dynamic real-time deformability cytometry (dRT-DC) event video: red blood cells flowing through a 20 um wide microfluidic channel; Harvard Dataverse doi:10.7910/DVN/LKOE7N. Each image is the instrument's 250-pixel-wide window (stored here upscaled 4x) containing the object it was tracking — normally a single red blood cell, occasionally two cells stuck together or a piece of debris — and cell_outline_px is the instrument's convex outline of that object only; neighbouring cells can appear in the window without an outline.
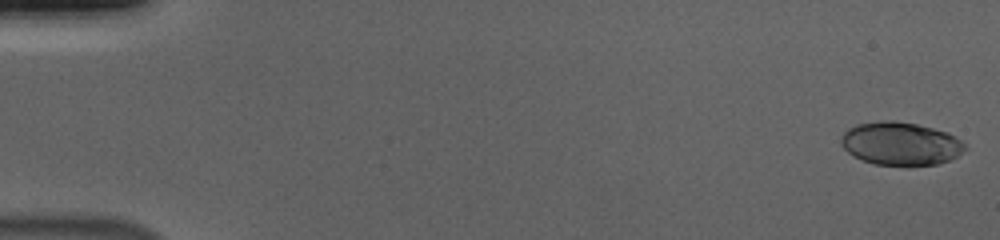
{"species": "human", "species_latin": "Homo sapiens", "temperature_condition": "cold", "stored_images_in_passage": 56, "camera_frame_rate_fps": 3000, "um_per_image_px": 0.085, "donor": {"sex": "male"}, "frame": {"image": 1, "passage_image": 1, "time_ms": 0.0, "image_size_px": [1000, 240], "cell_outline_px": [[968, 148], [956, 156], [948, 160], [936, 164], [872, 164], [852, 156], [840, 144], [840, 136], [848, 128], [856, 124], [880, 120], [896, 120], [916, 124], [948, 132], [960, 140]], "centroid_in_image_um": [76.5, 12.18], "position_along_channel_um": 8.5, "area_um2": 31.04}}
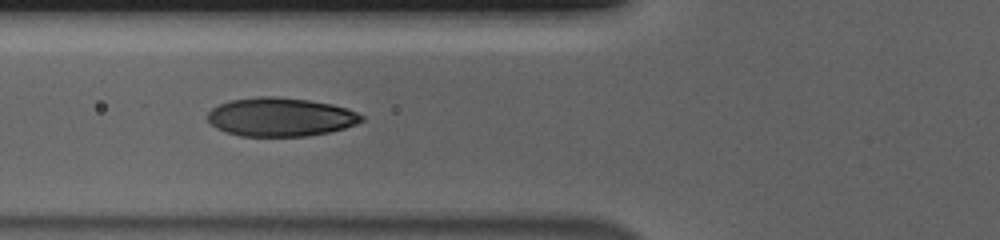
{"frame": {"image": 2, "passage_image": 22, "time_ms": 7.0, "image_size_px": [1000, 240], "cell_outline_px": [[364, 120], [356, 124], [344, 128], [328, 132], [308, 136], [240, 136], [216, 128], [208, 120], [208, 112], [212, 108], [220, 104], [232, 100], [260, 96], [272, 96], [308, 100], [332, 104], [348, 108], [364, 116]], "centroid_in_image_um": [23.86, 9.94], "position_along_channel_um": 101.9, "area_um2": 34.56}}
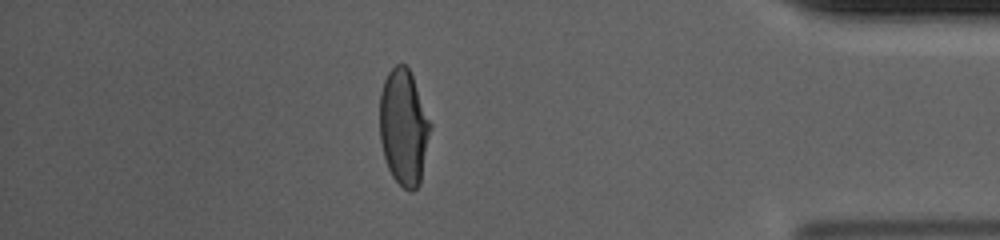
{"frame": {"image": 3, "passage_image": 49, "time_ms": 16.0, "image_size_px": [1000, 240], "cell_outline_px": [[432, 128], [420, 184], [412, 192], [408, 192], [392, 176], [388, 168], [384, 156], [380, 140], [380, 92], [384, 80], [388, 72], [396, 64], [404, 64], [408, 68], [412, 76], [432, 124]], "centroid_in_image_um": [34.33, 10.84], "position_along_channel_um": 400.9, "area_um2": 34.39}, "authors_computed_cell_mechanics": {"area_um2": 34.391, "velocity_mm_per_s": 3.7076, "shape_relaxation_time_tau1_ms": 4.1467, "shape_relaxation_time_tau2_ms": null, "deformation_change_tau1": 0.1921, "deformation_change_tau2": null}}